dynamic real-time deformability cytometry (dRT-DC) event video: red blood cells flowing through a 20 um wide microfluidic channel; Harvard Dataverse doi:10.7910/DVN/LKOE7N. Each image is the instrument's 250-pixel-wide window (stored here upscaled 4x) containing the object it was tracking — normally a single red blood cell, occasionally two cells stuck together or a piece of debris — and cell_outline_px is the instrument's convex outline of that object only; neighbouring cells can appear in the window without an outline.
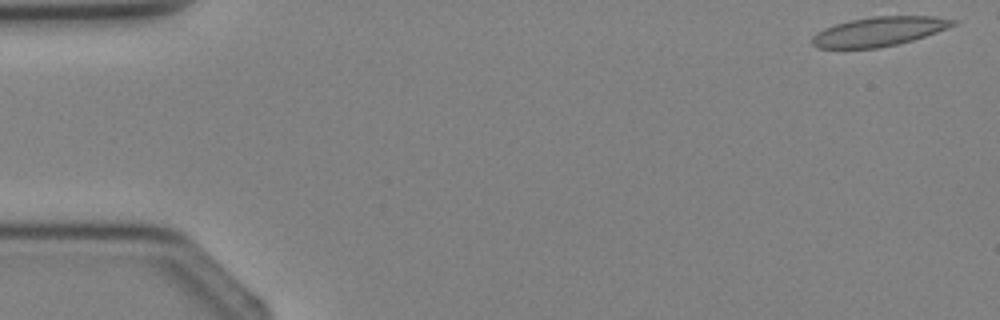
{"species": "Egyptian fruit bat (a non-hibernating species)", "species_latin": "Rousettus aegyptiacus", "temperature_condition": "cold", "stored_images_in_passage": 4, "camera_frame_rate_fps": 3000, "um_per_image_px": 0.085, "animal": {"sex": "female"}, "frame": {"image": 1, "passage_image": 1, "time_ms": 0.0, "image_size_px": [1000, 320], "cell_outline_px": [[956, 24], [948, 28], [912, 40], [896, 44], [876, 48], [820, 48], [812, 44], [812, 36], [816, 32], [824, 28], [836, 24], [852, 20], [872, 16], [936, 16], [956, 20]], "centroid_in_image_um": [74.71, 2.67], "position_along_channel_um": 10.3, "area_um2": 23.81}}